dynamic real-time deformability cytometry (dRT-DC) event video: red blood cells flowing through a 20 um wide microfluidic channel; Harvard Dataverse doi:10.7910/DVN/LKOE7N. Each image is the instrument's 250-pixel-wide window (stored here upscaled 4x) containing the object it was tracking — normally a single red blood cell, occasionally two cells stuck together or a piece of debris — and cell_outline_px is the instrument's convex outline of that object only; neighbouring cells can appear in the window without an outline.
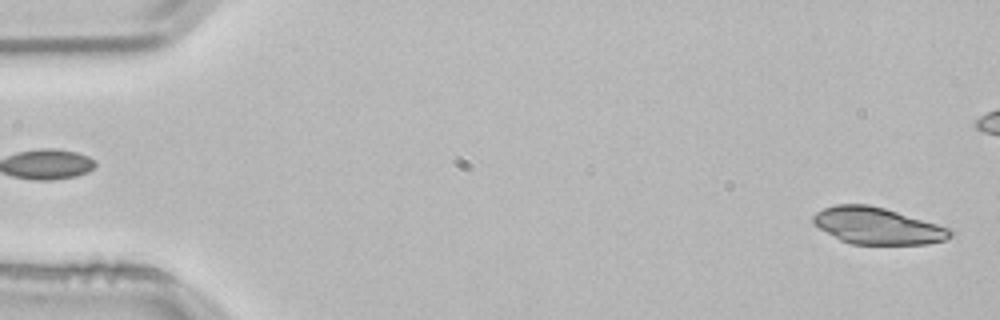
{"species": "common noctule bat (a hibernating species)", "species_latin": "Nyctalus noctula", "temperature_condition": "room temperature", "stored_images_in_passage": 4, "camera_frame_rate_fps": 3000, "um_per_image_px": 0.085, "animal": {"sex": "male", "body_mass_g": 21.5, "forearm_length_mm": 52.0}, "frame": {"image": 1, "passage_image": 4, "time_ms": 1.0, "image_size_px": [1000, 320], "cell_outline_px": [[956, 232], [952, 236], [944, 240], [928, 244], [852, 244], [840, 240], [812, 224], [812, 216], [816, 212], [824, 208], [836, 204], [868, 204], [884, 208], [952, 228]], "centroid_in_image_um": [74.6, 19.2], "position_along_channel_um": 10.4, "area_um2": 29.48}}